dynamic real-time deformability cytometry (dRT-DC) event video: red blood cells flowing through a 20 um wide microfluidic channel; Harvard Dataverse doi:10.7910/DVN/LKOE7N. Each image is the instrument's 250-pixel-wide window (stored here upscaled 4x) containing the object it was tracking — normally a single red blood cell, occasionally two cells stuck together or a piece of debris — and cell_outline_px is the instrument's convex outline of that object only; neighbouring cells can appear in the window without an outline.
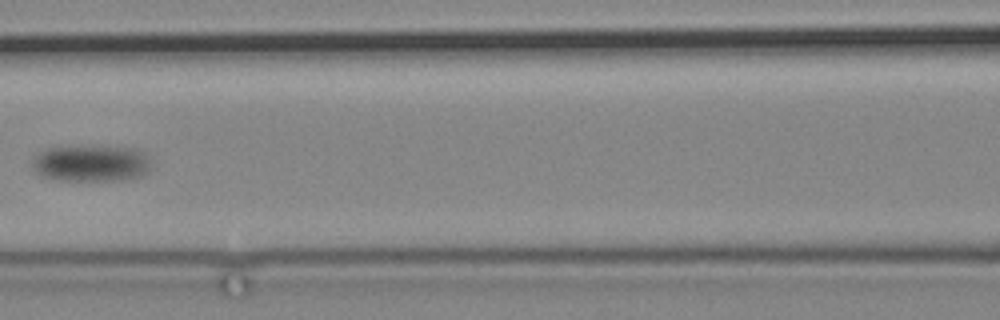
{"species": "common noctule bat (a hibernating species)", "species_latin": "Nyctalus noctula", "temperature_condition": "cold", "stored_images_in_passage": 6, "camera_frame_rate_fps": 3000, "um_per_image_px": 0.085, "animal": {"sex": "male", "body_mass_g": 19.2, "forearm_length_mm": 51.8}, "frame": {"image": 1, "passage_image": 4, "time_ms": 4.667, "image_size_px": [1000, 320], "cell_outline_px": [[152, 168], [140, 176], [120, 180], [56, 180], [44, 176], [36, 172], [32, 168], [32, 160], [40, 152], [48, 148], [136, 148], [144, 152]], "centroid_in_image_um": [7.75, 13.91], "position_along_channel_um": 158.9, "area_um2": 24.57}}
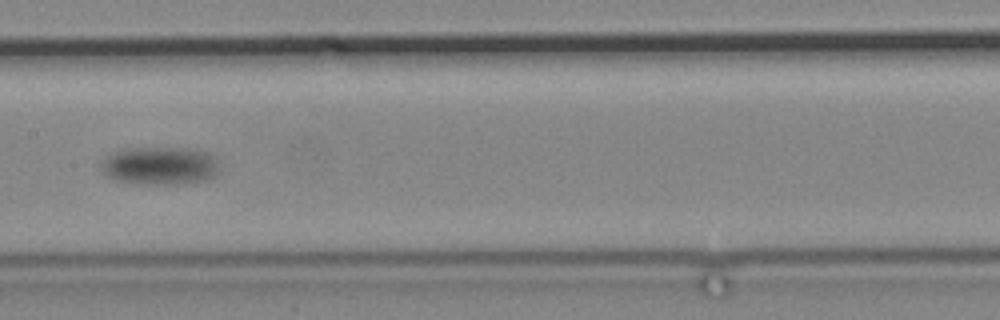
{"frame": {"image": 2, "passage_image": 5, "time_ms": 6.0, "image_size_px": [1000, 320], "cell_outline_px": [[220, 172], [216, 176], [208, 180], [184, 184], [136, 184], [116, 180], [104, 176], [100, 172], [100, 164], [112, 152], [124, 148], [196, 148], [208, 152], [212, 156], [220, 168]], "centroid_in_image_um": [13.6, 14.1], "position_along_channel_um": 193.8, "area_um2": 26.93}}